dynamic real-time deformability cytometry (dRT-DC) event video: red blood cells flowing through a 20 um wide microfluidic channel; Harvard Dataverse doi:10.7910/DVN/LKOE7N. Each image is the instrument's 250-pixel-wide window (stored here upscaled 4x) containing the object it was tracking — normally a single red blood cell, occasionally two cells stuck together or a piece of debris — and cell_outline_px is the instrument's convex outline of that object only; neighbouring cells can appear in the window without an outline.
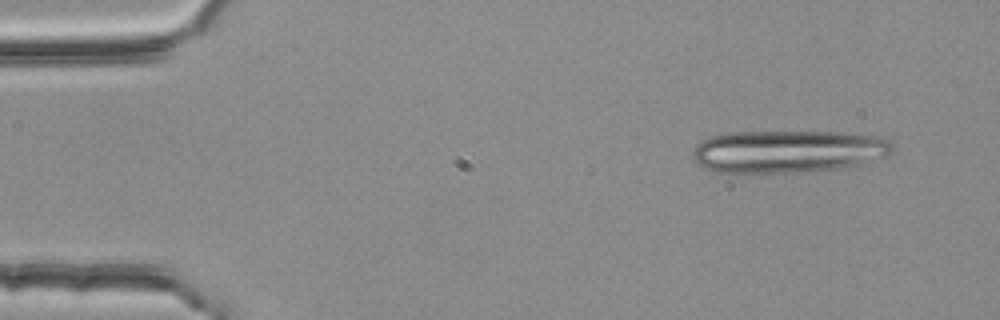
{"species": "common noctule bat (a hibernating species)", "species_latin": "Nyctalus noctula", "temperature_condition": "room temperature", "stored_images_in_passage": 6, "segment_of_instrument_passage": [1, 2], "camera_frame_rate_fps": 3000, "um_per_image_px": 0.085, "animal": {"sex": "female", "body_mass_g": 25.1}, "frame": {"image": 1, "passage_image": 1, "time_ms": 0.0, "image_size_px": [1000, 320], "cell_outline_px": [[896, 148], [888, 156], [860, 164], [840, 168], [792, 172], [720, 172], [704, 168], [696, 164], [692, 160], [692, 152], [696, 144], [712, 136], [728, 132], [844, 132], [876, 136], [888, 140]], "centroid_in_image_um": [66.98, 12.86], "position_along_channel_um": 18.0, "area_um2": 49.65}}